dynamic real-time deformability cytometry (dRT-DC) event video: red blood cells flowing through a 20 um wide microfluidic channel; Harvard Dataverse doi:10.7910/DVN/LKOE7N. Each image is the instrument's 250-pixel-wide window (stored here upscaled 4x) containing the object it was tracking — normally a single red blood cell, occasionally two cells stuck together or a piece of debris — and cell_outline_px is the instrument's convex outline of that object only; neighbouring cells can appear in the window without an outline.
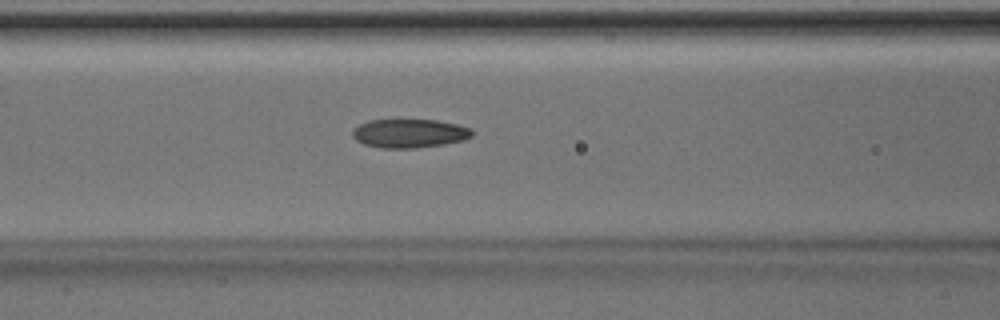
{"species": "Egyptian fruit bat (a non-hibernating species)", "species_latin": "Rousettus aegyptiacus", "temperature_condition": "room temperature", "stored_images_in_passage": 45, "camera_frame_rate_fps": 3000, "um_per_image_px": 0.085, "animal": {"sex": "male"}, "frame": {"image": 1, "passage_image": 20, "time_ms": 6.333, "image_size_px": [1000, 320], "cell_outline_px": [[472, 136], [464, 140], [444, 144], [416, 148], [380, 148], [364, 144], [356, 140], [352, 136], [352, 132], [360, 124], [368, 120], [436, 120], [456, 124], [468, 128], [472, 132]], "centroid_in_image_um": [34.78, 11.34], "position_along_channel_um": 131.8, "area_um2": 19.88}}
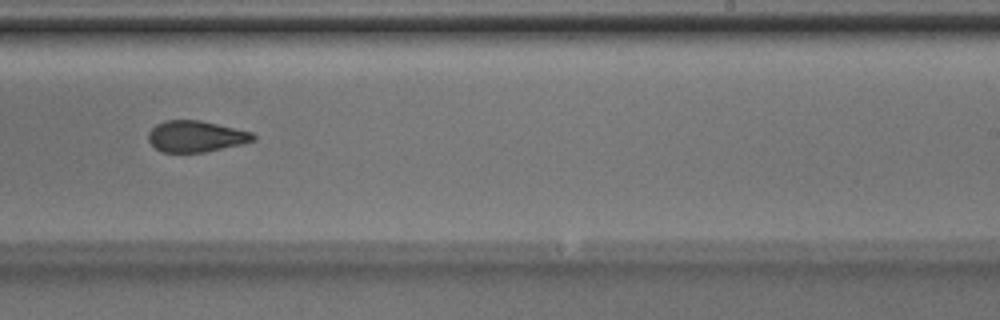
{"frame": {"image": 2, "passage_image": 30, "time_ms": 9.667, "image_size_px": [1000, 320], "cell_outline_px": [[256, 140], [240, 144], [204, 152], [160, 152], [148, 140], [148, 132], [156, 124], [164, 120], [200, 120], [252, 132], [256, 136]], "centroid_in_image_um": [16.63, 11.58], "position_along_channel_um": 272.4, "area_um2": 19.02}}
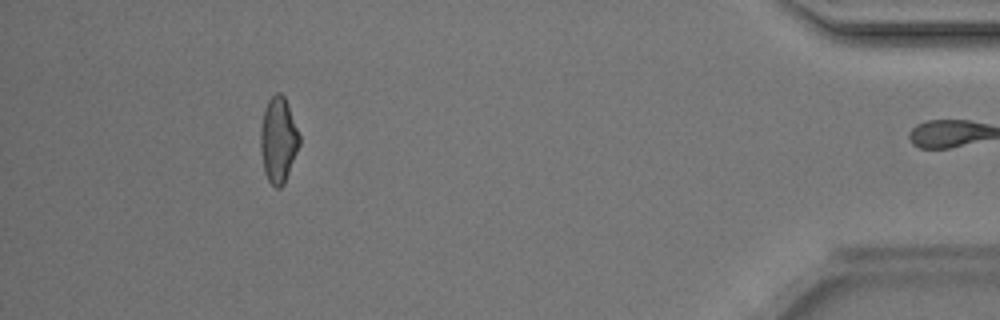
{"frame": {"image": 3, "passage_image": 44, "time_ms": 14.333, "image_size_px": [1000, 320], "cell_outline_px": [[300, 144], [284, 184], [280, 188], [276, 188], [268, 180], [264, 172], [260, 148], [260, 128], [264, 112], [268, 100], [276, 92], [280, 92], [284, 96], [288, 104], [300, 136]], "centroid_in_image_um": [23.65, 11.9], "position_along_channel_um": 411.5, "area_um2": 19.36}, "authors_computed_cell_mechanics": {"area_um2": 19.8832, "velocity_mm_per_s": 4.2314, "shape_relaxation_time_tau1_ms": 5.2246, "shape_relaxation_time_tau2_ms": 2.9654, "deformation_change_tau1": 0.1684, "deformation_change_tau2": 0.101}}